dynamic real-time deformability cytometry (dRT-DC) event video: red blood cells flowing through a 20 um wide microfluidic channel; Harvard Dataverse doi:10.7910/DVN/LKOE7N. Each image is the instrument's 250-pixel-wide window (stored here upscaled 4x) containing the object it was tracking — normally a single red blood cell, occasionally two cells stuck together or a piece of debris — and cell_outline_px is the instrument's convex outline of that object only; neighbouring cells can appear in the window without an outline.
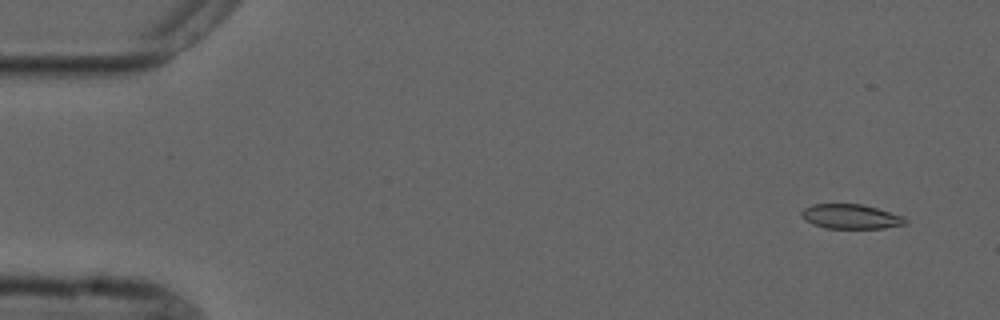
{"species": "common noctule bat (a hibernating species)", "species_latin": "Nyctalus noctula", "temperature_condition": "cold", "stored_images_in_passage": 4, "camera_frame_rate_fps": 3000, "um_per_image_px": 0.085, "animal": {"sex": "male", "forearm_length_mm": 52.5}, "frame": {"image": 1, "passage_image": 1, "time_ms": 0.0, "image_size_px": [1000, 320], "cell_outline_px": [[908, 224], [884, 228], [824, 228], [812, 224], [800, 212], [804, 208], [812, 204], [864, 204], [904, 216], [908, 220]], "centroid_in_image_um": [72.38, 18.4], "position_along_channel_um": 12.6, "area_um2": 14.91}}
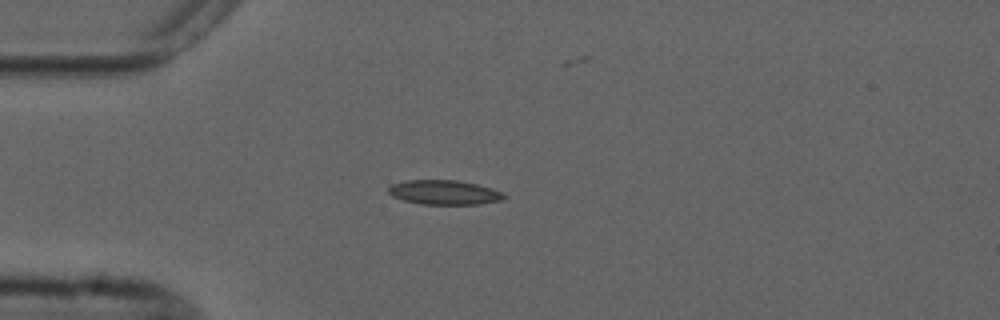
{"frame": {"image": 2, "passage_image": 4, "time_ms": 3.667, "image_size_px": [1000, 320], "cell_outline_px": [[508, 196], [500, 200], [476, 204], [420, 204], [404, 200], [392, 196], [388, 192], [388, 188], [392, 184], [404, 180], [456, 180], [476, 184], [492, 188], [504, 192]], "centroid_in_image_um": [37.76, 16.34], "position_along_channel_um": 47.2, "area_um2": 16.47}}